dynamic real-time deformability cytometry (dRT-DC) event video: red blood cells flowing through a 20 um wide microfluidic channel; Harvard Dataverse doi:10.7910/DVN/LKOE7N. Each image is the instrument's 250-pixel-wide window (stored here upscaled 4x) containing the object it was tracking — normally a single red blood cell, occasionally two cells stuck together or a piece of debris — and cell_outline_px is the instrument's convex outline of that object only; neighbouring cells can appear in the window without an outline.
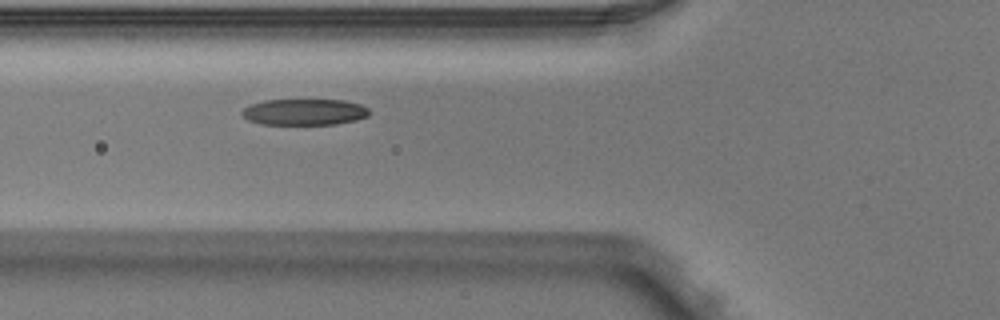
{"species": "Egyptian fruit bat (a non-hibernating species)", "species_latin": "Rousettus aegyptiacus", "temperature_condition": "warm", "stored_images_in_passage": 2, "camera_frame_rate_fps": 3000, "um_per_image_px": 0.085, "animal": {"sex": "male"}, "frame": {"image": 1, "passage_image": 2, "time_ms": 0.333, "image_size_px": [1000, 320], "cell_outline_px": [[372, 112], [368, 116], [356, 120], [336, 124], [260, 124], [248, 120], [240, 112], [244, 108], [252, 104], [264, 100], [344, 100], [360, 104], [368, 108]], "centroid_in_image_um": [25.9, 9.52], "position_along_channel_um": 99.9, "area_um2": 19.48}}